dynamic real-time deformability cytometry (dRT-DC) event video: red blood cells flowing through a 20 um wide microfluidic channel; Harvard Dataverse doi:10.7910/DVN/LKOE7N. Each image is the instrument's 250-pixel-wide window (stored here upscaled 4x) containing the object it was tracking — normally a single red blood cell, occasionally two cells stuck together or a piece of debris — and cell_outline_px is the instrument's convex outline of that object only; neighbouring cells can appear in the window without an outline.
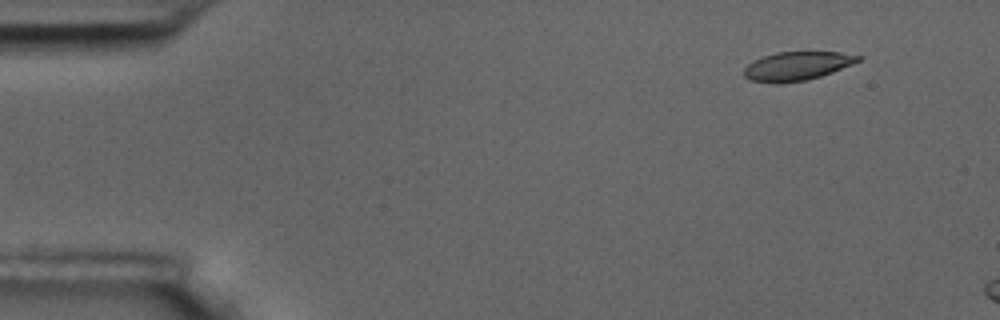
{"species": "common noctule bat (a hibernating species)", "species_latin": "Nyctalus noctula", "temperature_condition": "room temperature", "stored_images_in_passage": 14, "camera_frame_rate_fps": 3000, "um_per_image_px": 0.085, "animal": {"sex": "male", "body_mass_g": 17.5, "forearm_length_mm": 52.3}, "frame": {"image": 1, "passage_image": 5, "time_ms": 1.333, "image_size_px": [1000, 320], "cell_outline_px": [[864, 56], [860, 60], [852, 64], [832, 72], [820, 76], [804, 80], [752, 80], [744, 76], [744, 68], [748, 64], [764, 56], [776, 52], [840, 52]], "centroid_in_image_um": [67.83, 5.55], "position_along_channel_um": 17.2, "area_um2": 18.15}}